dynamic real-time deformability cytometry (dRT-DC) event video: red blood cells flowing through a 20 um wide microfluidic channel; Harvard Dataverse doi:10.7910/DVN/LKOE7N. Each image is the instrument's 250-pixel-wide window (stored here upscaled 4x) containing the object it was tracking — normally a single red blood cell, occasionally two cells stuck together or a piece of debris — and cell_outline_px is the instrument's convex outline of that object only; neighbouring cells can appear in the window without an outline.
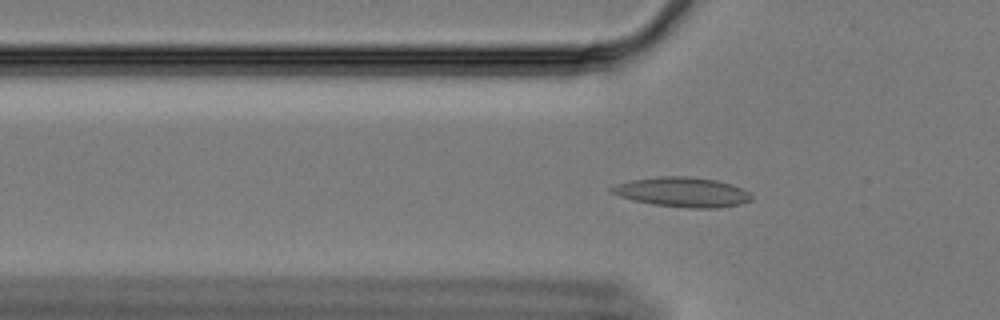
{"species": "Egyptian fruit bat (a non-hibernating species)", "species_latin": "Rousettus aegyptiacus", "temperature_condition": "cold", "stored_images_in_passage": 55, "segment_of_instrument_passage": [1, 2], "camera_frame_rate_fps": 3000, "um_per_image_px": 0.085, "animal": {"sex": "female"}, "frame": {"image": 1, "passage_image": 13, "time_ms": 4.0, "image_size_px": [1000, 320], "cell_outline_px": [[752, 200], [740, 204], [716, 208], [688, 208], [652, 204], [620, 196], [612, 192], [608, 188], [616, 184], [632, 180], [656, 176], [688, 176], [716, 180], [732, 184], [752, 192]], "centroid_in_image_um": [58.05, 16.32], "position_along_channel_um": 67.7, "area_um2": 24.28}}
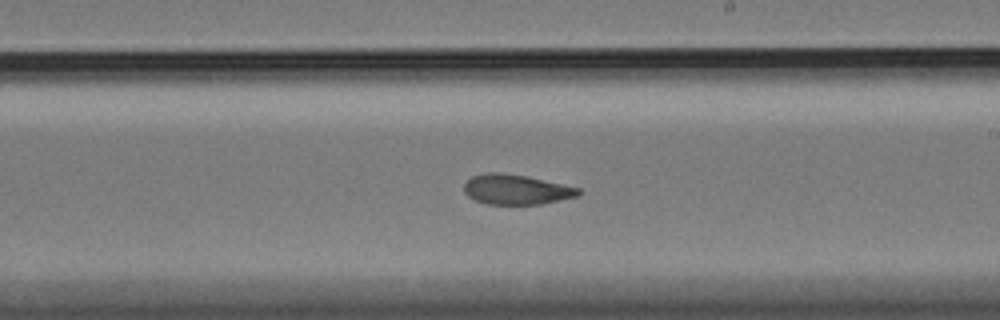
{"frame": {"image": 2, "passage_image": 29, "time_ms": 9.333, "image_size_px": [1000, 320], "cell_outline_px": [[580, 192], [576, 196], [540, 204], [484, 204], [468, 196], [464, 192], [464, 184], [472, 176], [488, 172], [500, 172], [524, 176], [580, 188]], "centroid_in_image_um": [43.82, 16.11], "position_along_channel_um": 245.2, "area_um2": 19.65}}
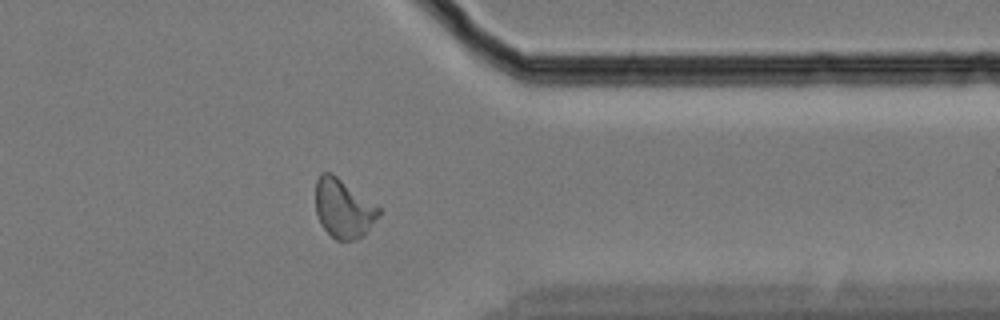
{"frame": {"image": 3, "passage_image": 42, "time_ms": 13.667, "image_size_px": [1000, 320], "cell_outline_px": [[380, 212], [364, 236], [352, 240], [336, 240], [320, 224], [316, 212], [316, 180], [320, 172], [332, 172], [380, 208]], "centroid_in_image_um": [29.16, 17.7], "position_along_channel_um": 382.2, "area_um2": 21.5}}